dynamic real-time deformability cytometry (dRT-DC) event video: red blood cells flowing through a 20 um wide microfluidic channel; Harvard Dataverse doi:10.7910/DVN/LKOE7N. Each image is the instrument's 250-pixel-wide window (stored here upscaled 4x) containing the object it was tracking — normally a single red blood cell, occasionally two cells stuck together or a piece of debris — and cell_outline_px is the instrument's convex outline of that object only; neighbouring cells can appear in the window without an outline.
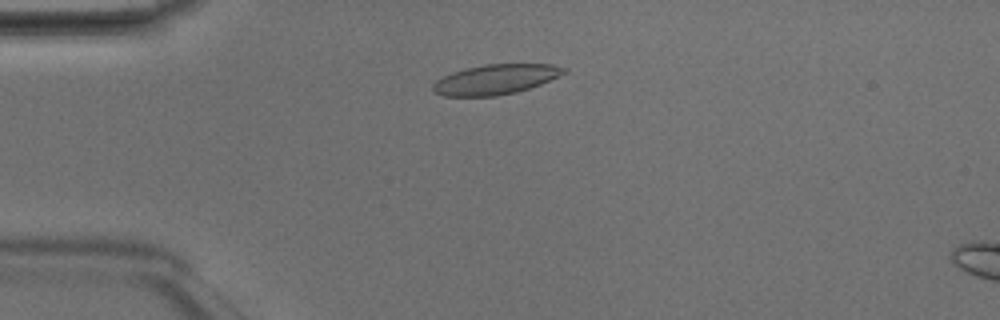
{"species": "Egyptian fruit bat (a non-hibernating species)", "species_latin": "Rousettus aegyptiacus", "temperature_condition": "room temperature", "stored_images_in_passage": 46, "camera_frame_rate_fps": 3000, "um_per_image_px": 0.085, "animal": {"sex": "male"}, "frame": {"image": 1, "passage_image": 10, "time_ms": 3.0, "image_size_px": [1000, 320], "cell_outline_px": [[568, 72], [540, 84], [516, 92], [496, 96], [444, 96], [436, 92], [432, 88], [432, 84], [436, 80], [452, 72], [464, 68], [484, 64], [552, 64], [568, 68]], "centroid_in_image_um": [42.13, 6.74], "position_along_channel_um": 42.9, "area_um2": 22.89}}
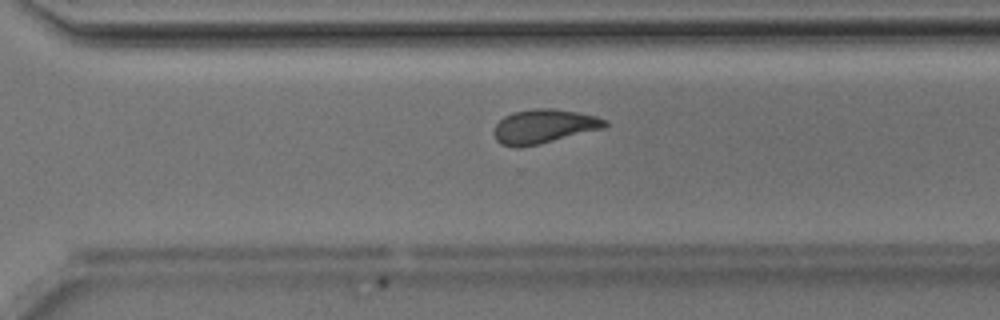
{"frame": {"image": 2, "passage_image": 32, "time_ms": 10.333, "image_size_px": [1000, 320], "cell_outline_px": [[608, 124], [604, 128], [540, 144], [520, 148], [516, 148], [500, 144], [496, 140], [492, 132], [496, 124], [504, 116], [512, 112], [536, 108], [552, 108], [576, 112], [596, 116], [608, 120]], "centroid_in_image_um": [46.2, 10.75], "position_along_channel_um": 324.4, "area_um2": 22.25}}
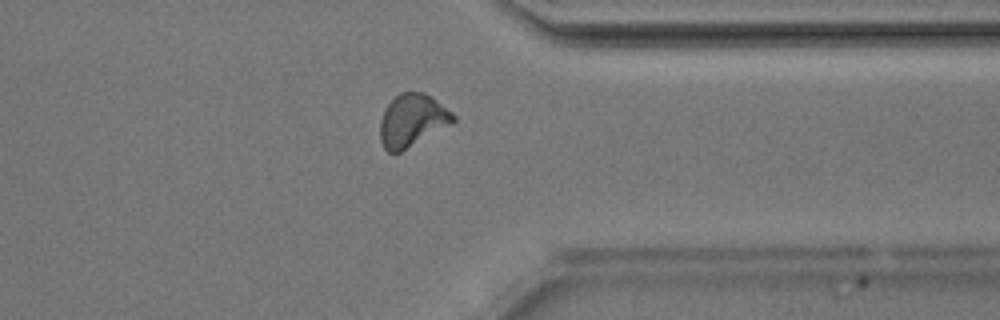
{"frame": {"image": 3, "passage_image": 36, "time_ms": 11.667, "image_size_px": [1000, 320], "cell_outline_px": [[456, 120], [452, 124], [400, 152], [388, 152], [384, 148], [380, 140], [380, 120], [384, 108], [400, 92], [424, 92], [436, 100], [452, 112], [456, 116]], "centroid_in_image_um": [35.03, 10.23], "position_along_channel_um": 376.4, "area_um2": 22.37}, "authors_computed_cell_mechanics": {"area_um2": 22.2819, "velocity_mm_per_s": 4.1685, "shape_relaxation_time_tau1_ms": 4.5925, "shape_relaxation_time_tau2_ms": 1.7775, "deformation_change_tau1": 0.1296, "deformation_change_tau2": 0.0812}}